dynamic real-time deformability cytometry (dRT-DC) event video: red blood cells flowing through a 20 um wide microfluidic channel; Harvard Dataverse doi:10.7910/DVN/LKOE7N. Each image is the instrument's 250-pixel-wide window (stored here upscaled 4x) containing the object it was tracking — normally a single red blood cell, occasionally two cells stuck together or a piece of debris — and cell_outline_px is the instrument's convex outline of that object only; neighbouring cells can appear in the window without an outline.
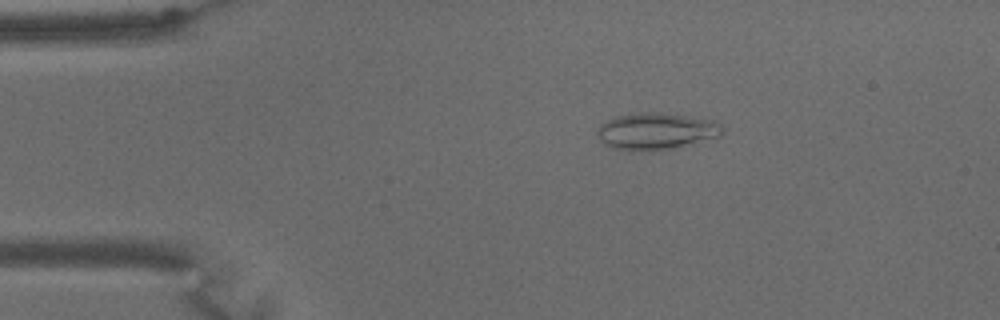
{"species": "common noctule bat (a hibernating species)", "species_latin": "Nyctalus noctula", "temperature_condition": "warm", "stored_images_in_passage": 65, "camera_frame_rate_fps": 3000, "um_per_image_px": 0.085, "animal": {"sex": "male", "body_mass_g": 15.6}, "frame": {"image": 1, "passage_image": 12, "time_ms": 3.667, "image_size_px": [1000, 320], "cell_outline_px": [[724, 132], [720, 136], [652, 152], [628, 152], [604, 144], [596, 136], [596, 128], [600, 124], [612, 116], [636, 112], [664, 112], [712, 120], [720, 124], [724, 128]], "centroid_in_image_um": [55.68, 11.14], "position_along_channel_um": 29.3, "area_um2": 27.34}}
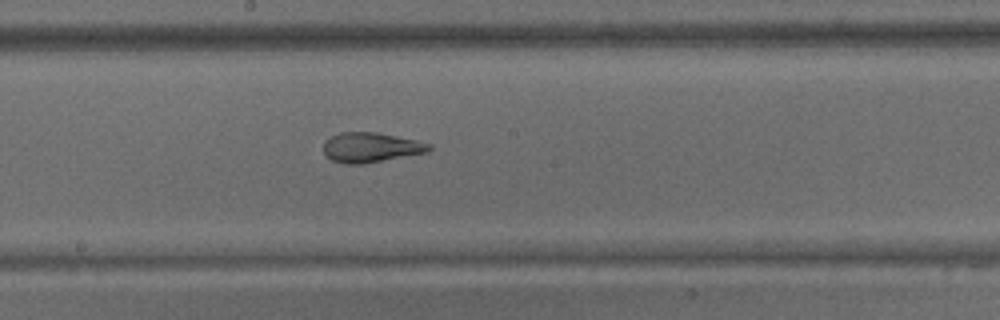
{"frame": {"image": 2, "passage_image": 35, "time_ms": 11.333, "image_size_px": [1000, 320], "cell_outline_px": [[432, 148], [428, 152], [364, 164], [344, 164], [332, 160], [324, 152], [324, 140], [340, 132], [376, 132], [416, 140], [432, 144]], "centroid_in_image_um": [31.53, 12.53], "position_along_channel_um": 216.7, "area_um2": 18.38}}
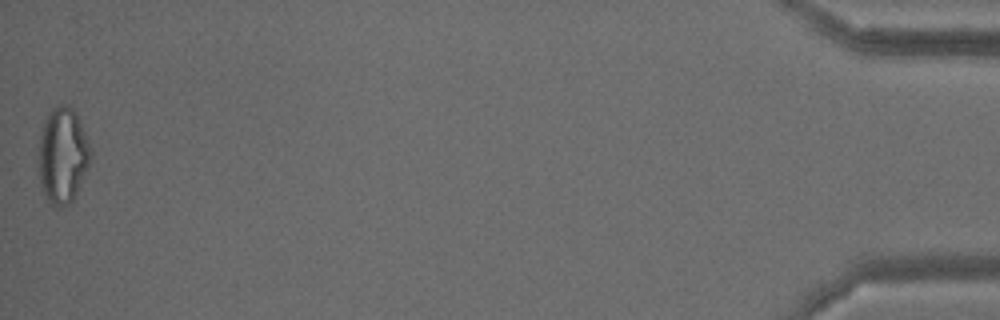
{"frame": {"image": 3, "passage_image": 65, "time_ms": 21.333, "image_size_px": [1000, 320], "cell_outline_px": [[92, 156], [88, 168], [72, 200], [68, 204], [60, 208], [52, 208], [44, 192], [40, 180], [36, 156], [40, 136], [44, 120], [52, 108], [60, 104], [68, 104], [76, 112], [92, 148]], "centroid_in_image_um": [5.32, 13.19], "position_along_channel_um": 429.9, "area_um2": 29.59}, "authors_computed_cell_mechanics": {"area_um2": 23.4668, "velocity_mm_per_s": 3.1005, "shape_relaxation_time_tau1_ms": null, "shape_relaxation_time_tau2_ms": 1.7053, "deformation_change_tau1": null, "deformation_change_tau2": 0.0838}}